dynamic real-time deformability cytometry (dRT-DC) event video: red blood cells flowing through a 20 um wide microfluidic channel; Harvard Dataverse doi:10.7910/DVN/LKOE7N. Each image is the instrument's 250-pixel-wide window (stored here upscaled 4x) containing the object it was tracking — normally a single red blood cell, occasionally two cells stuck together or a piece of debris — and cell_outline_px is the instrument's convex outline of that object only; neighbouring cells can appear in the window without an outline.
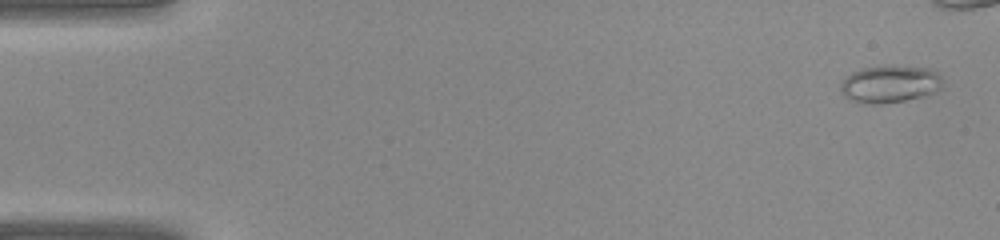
{"species": "common noctule bat (a hibernating species)", "species_latin": "Nyctalus noctula", "temperature_condition": "warm", "stored_images_in_passage": 33, "camera_frame_rate_fps": 3000, "um_per_image_px": 0.085, "animal": {"sex": "female", "body_mass_g": 22.0, "forearm_length_mm": 56.7}, "frame": {"image": 1, "passage_image": 2, "time_ms": 0.333, "image_size_px": [1000, 240], "cell_outline_px": [[940, 88], [932, 92], [920, 96], [904, 100], [884, 104], [864, 104], [844, 96], [840, 88], [840, 84], [852, 72], [864, 68], [928, 68], [936, 72], [940, 76]], "centroid_in_image_um": [75.59, 7.19], "position_along_channel_um": 9.4, "area_um2": 21.1}}
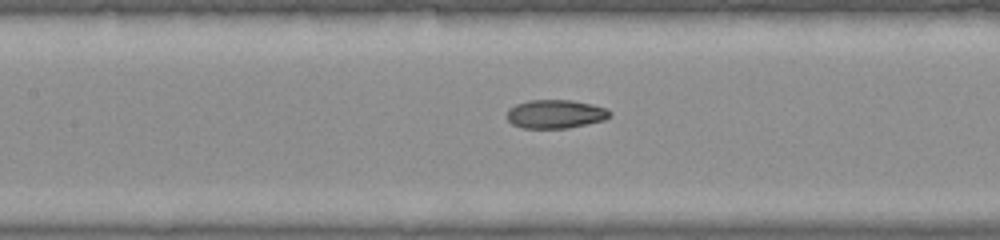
{"frame": {"image": 2, "passage_image": 19, "time_ms": 6.0, "image_size_px": [1000, 240], "cell_outline_px": [[612, 112], [604, 120], [568, 128], [524, 128], [512, 124], [508, 120], [508, 108], [516, 104], [528, 100], [572, 100], [592, 104], [604, 108]], "centroid_in_image_um": [47.19, 9.69], "position_along_channel_um": 160.2, "area_um2": 17.05}}
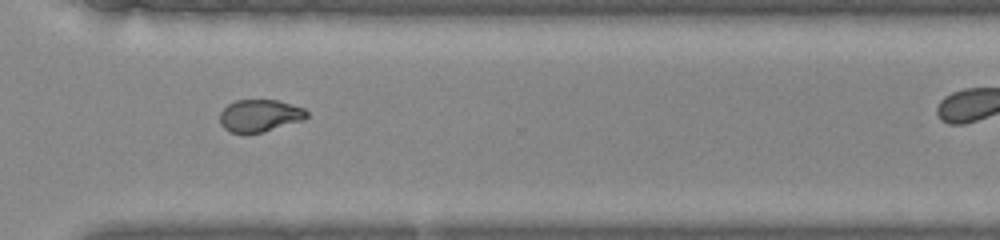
{"frame": {"image": 3, "passage_image": 30, "time_ms": 9.667, "image_size_px": [1000, 240], "cell_outline_px": [[308, 116], [304, 120], [264, 132], [248, 136], [244, 136], [228, 132], [220, 124], [220, 112], [228, 104], [236, 100], [276, 100], [304, 108], [308, 112]], "centroid_in_image_um": [22.04, 9.88], "position_along_channel_um": 348.6, "area_um2": 16.88}}